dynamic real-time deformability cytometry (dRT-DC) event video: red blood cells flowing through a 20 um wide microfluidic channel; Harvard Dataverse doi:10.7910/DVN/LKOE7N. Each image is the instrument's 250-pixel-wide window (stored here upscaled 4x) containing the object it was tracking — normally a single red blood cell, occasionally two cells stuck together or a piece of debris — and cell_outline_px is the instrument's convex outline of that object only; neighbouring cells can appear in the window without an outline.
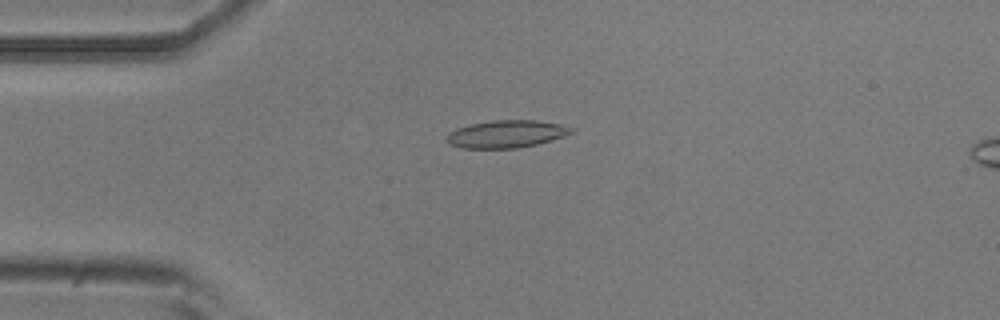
{"species": "common noctule bat (a hibernating species)", "species_latin": "Nyctalus noctula", "temperature_condition": "room temperature", "stored_images_in_passage": 38, "camera_frame_rate_fps": 3000, "um_per_image_px": 0.085, "animal": {"sex": "male", "body_mass_g": 20.5, "forearm_length_mm": 52.5}, "frame": {"image": 1, "passage_image": 5, "time_ms": 1.333, "image_size_px": [1000, 320], "cell_outline_px": [[576, 132], [564, 136], [536, 144], [516, 148], [464, 148], [452, 144], [448, 140], [448, 132], [456, 128], [472, 124], [492, 120], [536, 120], [560, 124], [576, 128]], "centroid_in_image_um": [43.11, 11.37], "position_along_channel_um": 41.9, "area_um2": 19.83}}
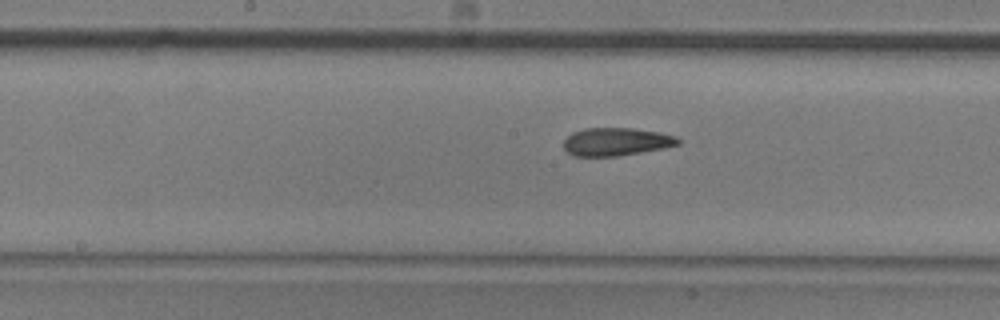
{"frame": {"image": 2, "passage_image": 19, "time_ms": 6.0, "image_size_px": [1000, 320], "cell_outline_px": [[680, 144], [664, 148], [616, 156], [572, 156], [564, 148], [564, 140], [572, 132], [584, 128], [632, 128], [660, 132], [676, 136], [680, 140]], "centroid_in_image_um": [52.37, 12.04], "position_along_channel_um": 195.8, "area_um2": 18.67}}
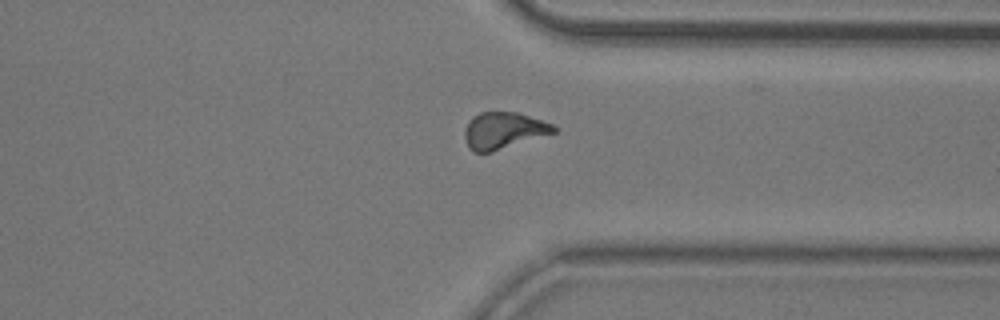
{"frame": {"image": 3, "passage_image": 33, "time_ms": 10.667, "image_size_px": [1000, 320], "cell_outline_px": [[556, 132], [492, 152], [472, 152], [468, 148], [464, 136], [464, 132], [468, 120], [472, 116], [480, 112], [516, 112], [552, 124], [556, 128]], "centroid_in_image_um": [42.75, 11.1], "position_along_channel_um": 368.7, "area_um2": 18.96}, "authors_computed_cell_mechanics": {"area_um2": 19.1896, "velocity_mm_per_s": 3.7282, "shape_relaxation_time_tau1_ms": 7.1371, "shape_relaxation_time_tau2_ms": 3.2274, "deformation_change_tau1": 0.1823, "deformation_change_tau2": 0.1097}}